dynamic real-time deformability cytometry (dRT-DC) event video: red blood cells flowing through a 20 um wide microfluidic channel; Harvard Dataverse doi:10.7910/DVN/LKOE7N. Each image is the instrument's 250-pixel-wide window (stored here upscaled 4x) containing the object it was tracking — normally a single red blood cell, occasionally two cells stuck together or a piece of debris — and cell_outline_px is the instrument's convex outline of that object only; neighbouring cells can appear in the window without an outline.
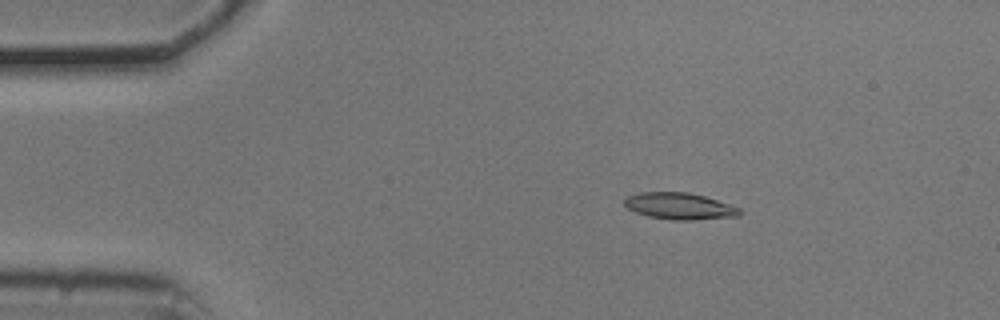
{"species": "common noctule bat (a hibernating species)", "species_latin": "Nyctalus noctula", "temperature_condition": "cold", "stored_images_in_passage": 54, "camera_frame_rate_fps": 3000, "um_per_image_px": 0.085, "animal": {"sex": "male", "body_mass_g": 20.5, "forearm_length_mm": 52.5}, "frame": {"image": 1, "passage_image": 9, "time_ms": 2.667, "image_size_px": [1000, 320], "cell_outline_px": [[744, 212], [740, 216], [692, 220], [672, 220], [648, 216], [636, 212], [628, 208], [624, 204], [624, 200], [628, 196], [640, 192], [688, 192], [704, 196], [740, 208]], "centroid_in_image_um": [57.78, 17.52], "position_along_channel_um": 27.2, "area_um2": 17.86}}
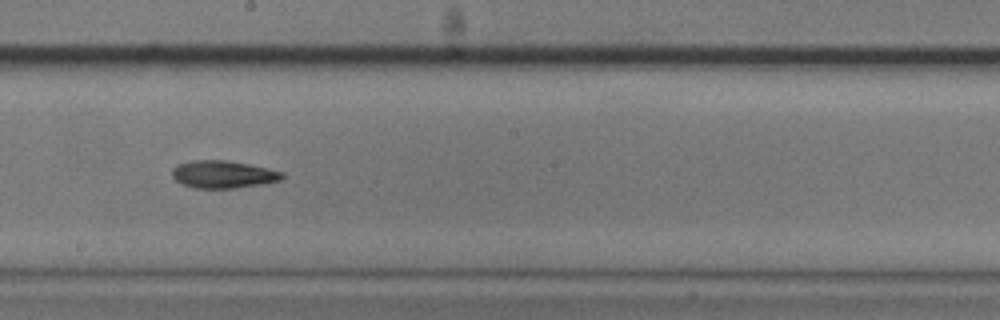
{"frame": {"image": 2, "passage_image": 30, "time_ms": 9.667, "image_size_px": [1000, 320], "cell_outline_px": [[284, 176], [280, 180], [264, 184], [236, 188], [196, 188], [180, 184], [172, 176], [172, 168], [176, 164], [192, 160], [228, 160], [268, 168], [284, 172]], "centroid_in_image_um": [18.95, 14.82], "position_along_channel_um": 229.2, "area_um2": 17.86}}
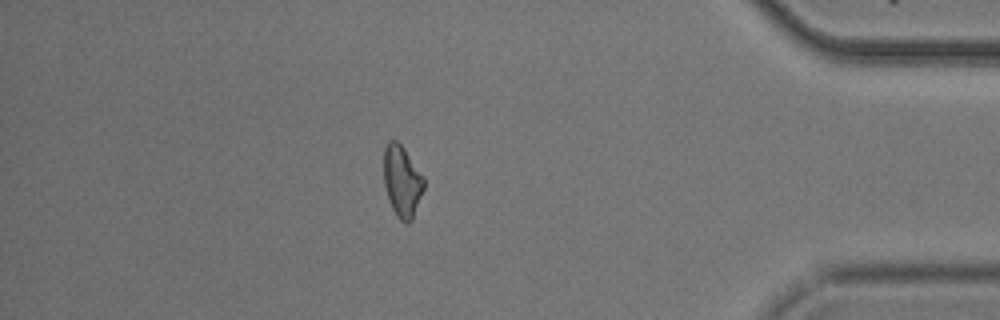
{"frame": {"image": 3, "passage_image": 47, "time_ms": 15.333, "image_size_px": [1000, 320], "cell_outline_px": [[424, 188], [412, 220], [408, 224], [404, 224], [396, 216], [388, 200], [384, 184], [384, 148], [388, 140], [396, 140], [404, 148], [424, 176]], "centroid_in_image_um": [34.17, 15.42], "position_along_channel_um": 401.0, "area_um2": 16.88}, "authors_computed_cell_mechanics": {"area_um2": 17.3689, "velocity_mm_per_s": 3.7175, "shape_relaxation_time_tau1_ms": 5.6172, "shape_relaxation_time_tau2_ms": 6.8985, "deformation_change_tau1": 0.1632, "deformation_change_tau2": 0.1408}}